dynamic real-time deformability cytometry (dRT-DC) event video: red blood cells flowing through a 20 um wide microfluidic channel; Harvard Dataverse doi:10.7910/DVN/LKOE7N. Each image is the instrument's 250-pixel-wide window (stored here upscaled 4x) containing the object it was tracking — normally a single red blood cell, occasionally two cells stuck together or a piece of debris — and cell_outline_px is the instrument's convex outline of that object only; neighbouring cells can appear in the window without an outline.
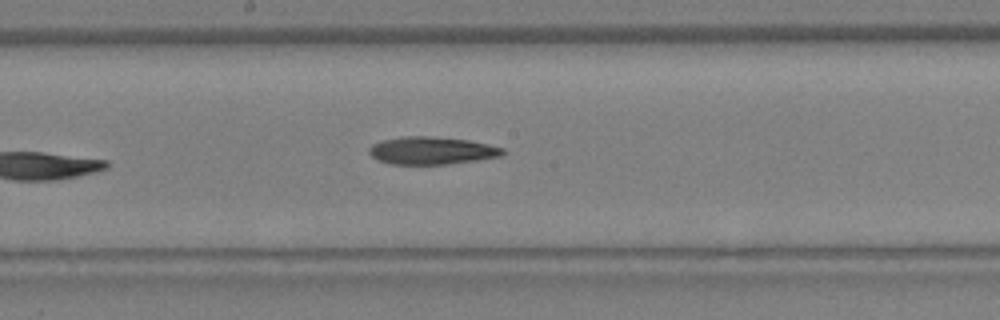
{"species": "Egyptian fruit bat (a non-hibernating species)", "species_latin": "Rousettus aegyptiacus", "temperature_condition": "warm", "stored_images_in_passage": 17, "camera_frame_rate_fps": 3000, "um_per_image_px": 0.085, "animal": {"sex": "female"}, "frame": {"image": 1, "passage_image": 17, "time_ms": 5.333, "image_size_px": [1000, 320], "cell_outline_px": [[504, 152], [500, 156], [476, 160], [448, 164], [392, 164], [376, 160], [368, 152], [368, 148], [372, 144], [380, 140], [400, 136], [428, 136], [468, 140], [488, 144], [504, 148]], "centroid_in_image_um": [36.63, 12.79], "position_along_channel_um": 211.6, "area_um2": 21.56}}